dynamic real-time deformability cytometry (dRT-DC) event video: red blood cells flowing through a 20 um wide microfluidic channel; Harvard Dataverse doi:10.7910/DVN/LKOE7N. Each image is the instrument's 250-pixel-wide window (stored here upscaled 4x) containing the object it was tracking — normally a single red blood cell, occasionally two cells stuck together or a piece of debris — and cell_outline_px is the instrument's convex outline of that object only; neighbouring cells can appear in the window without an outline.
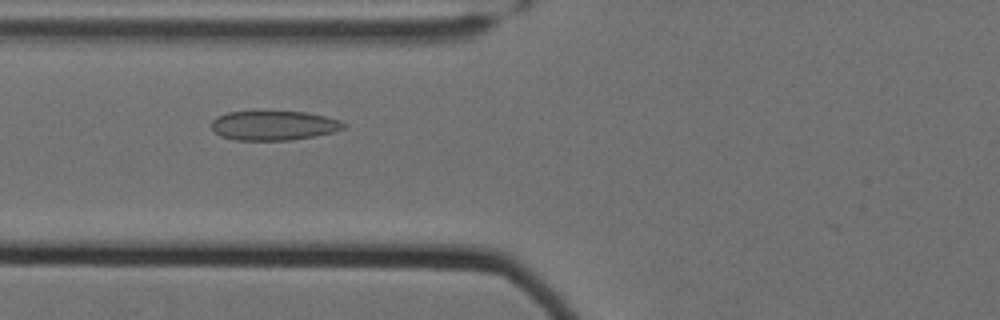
{"species": "Egyptian fruit bat (a non-hibernating species)", "species_latin": "Rousettus aegyptiacus", "temperature_condition": "cold", "stored_images_in_passage": 37, "camera_frame_rate_fps": 3000, "um_per_image_px": 0.085, "animal": {"sex": "female"}, "frame": {"image": 1, "passage_image": 6, "time_ms": 1.667, "image_size_px": [1000, 320], "cell_outline_px": [[348, 124], [344, 128], [332, 132], [292, 140], [236, 140], [220, 136], [212, 128], [212, 120], [216, 116], [228, 112], [304, 112], [324, 116], [340, 120]], "centroid_in_image_um": [23.26, 10.67], "position_along_channel_um": 102.5, "area_um2": 22.48}}
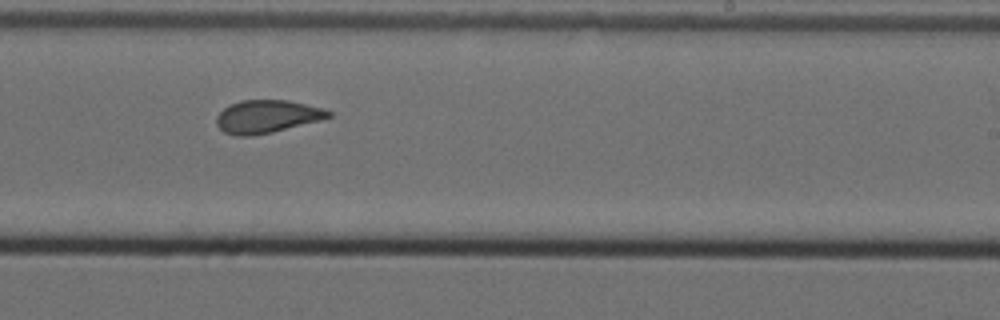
{"frame": {"image": 2, "passage_image": 20, "time_ms": 6.333, "image_size_px": [1000, 320], "cell_outline_px": [[332, 116], [320, 120], [272, 132], [252, 136], [236, 136], [224, 132], [216, 124], [216, 116], [224, 108], [240, 100], [288, 100], [324, 108], [332, 112]], "centroid_in_image_um": [22.69, 9.9], "position_along_channel_um": 266.3, "area_um2": 21.44}}
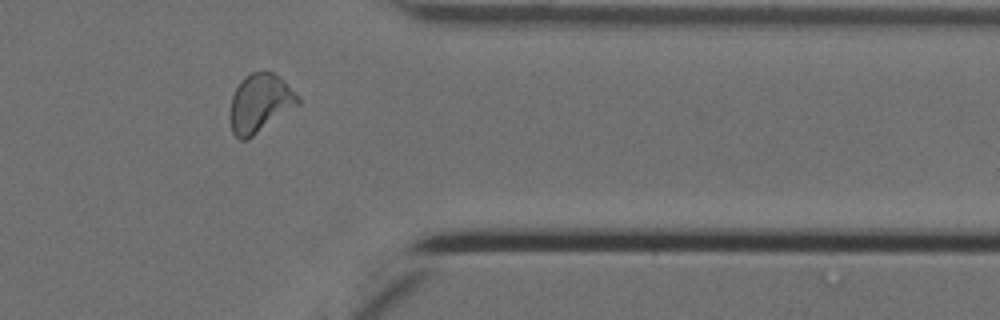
{"frame": {"image": 3, "passage_image": 31, "time_ms": 10.0, "image_size_px": [1000, 320], "cell_outline_px": [[300, 104], [248, 140], [240, 140], [232, 132], [228, 116], [228, 112], [232, 96], [240, 80], [244, 76], [252, 72], [276, 72], [300, 96]], "centroid_in_image_um": [22.09, 8.78], "position_along_channel_um": 389.3, "area_um2": 23.7}, "authors_computed_cell_mechanics": {"area_um2": 21.7328, "velocity_mm_per_s": 3.492, "shape_relaxation_time_tau1_ms": null, "shape_relaxation_time_tau2_ms": 1.5447, "deformation_change_tau1": null, "deformation_change_tau2": 0.076}}